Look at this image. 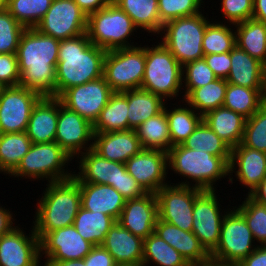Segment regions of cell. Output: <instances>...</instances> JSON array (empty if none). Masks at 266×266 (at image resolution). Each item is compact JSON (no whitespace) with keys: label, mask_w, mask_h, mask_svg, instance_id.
<instances>
[{"label":"cell","mask_w":266,"mask_h":266,"mask_svg":"<svg viewBox=\"0 0 266 266\" xmlns=\"http://www.w3.org/2000/svg\"><path fill=\"white\" fill-rule=\"evenodd\" d=\"M111 0H74L79 8L84 11L87 16L104 8Z\"/></svg>","instance_id":"obj_55"},{"label":"cell","mask_w":266,"mask_h":266,"mask_svg":"<svg viewBox=\"0 0 266 266\" xmlns=\"http://www.w3.org/2000/svg\"><path fill=\"white\" fill-rule=\"evenodd\" d=\"M81 207L91 212H102L120 218L126 199L112 186L107 184L79 183Z\"/></svg>","instance_id":"obj_25"},{"label":"cell","mask_w":266,"mask_h":266,"mask_svg":"<svg viewBox=\"0 0 266 266\" xmlns=\"http://www.w3.org/2000/svg\"><path fill=\"white\" fill-rule=\"evenodd\" d=\"M237 169V171H235ZM242 183L249 188L250 195L253 190L266 177V153L255 149L248 148L242 143L231 150L229 163V181L233 183L232 176L234 173Z\"/></svg>","instance_id":"obj_21"},{"label":"cell","mask_w":266,"mask_h":266,"mask_svg":"<svg viewBox=\"0 0 266 266\" xmlns=\"http://www.w3.org/2000/svg\"><path fill=\"white\" fill-rule=\"evenodd\" d=\"M93 247L71 225L48 232L40 240V257L45 254L46 261L84 259Z\"/></svg>","instance_id":"obj_19"},{"label":"cell","mask_w":266,"mask_h":266,"mask_svg":"<svg viewBox=\"0 0 266 266\" xmlns=\"http://www.w3.org/2000/svg\"><path fill=\"white\" fill-rule=\"evenodd\" d=\"M182 145L186 148L208 152L217 157H231L232 148L204 121L198 125Z\"/></svg>","instance_id":"obj_41"},{"label":"cell","mask_w":266,"mask_h":266,"mask_svg":"<svg viewBox=\"0 0 266 266\" xmlns=\"http://www.w3.org/2000/svg\"><path fill=\"white\" fill-rule=\"evenodd\" d=\"M127 172L137 181L146 193H156L166 183L168 172L167 152L142 149L126 163ZM167 171V172H166Z\"/></svg>","instance_id":"obj_17"},{"label":"cell","mask_w":266,"mask_h":266,"mask_svg":"<svg viewBox=\"0 0 266 266\" xmlns=\"http://www.w3.org/2000/svg\"><path fill=\"white\" fill-rule=\"evenodd\" d=\"M0 82L6 87L19 86L20 72L16 54H0Z\"/></svg>","instance_id":"obj_50"},{"label":"cell","mask_w":266,"mask_h":266,"mask_svg":"<svg viewBox=\"0 0 266 266\" xmlns=\"http://www.w3.org/2000/svg\"><path fill=\"white\" fill-rule=\"evenodd\" d=\"M43 266H86L83 259H73L66 261H45Z\"/></svg>","instance_id":"obj_59"},{"label":"cell","mask_w":266,"mask_h":266,"mask_svg":"<svg viewBox=\"0 0 266 266\" xmlns=\"http://www.w3.org/2000/svg\"><path fill=\"white\" fill-rule=\"evenodd\" d=\"M254 241L244 217L233 208L222 221L219 243L210 255L224 266H236L258 247Z\"/></svg>","instance_id":"obj_10"},{"label":"cell","mask_w":266,"mask_h":266,"mask_svg":"<svg viewBox=\"0 0 266 266\" xmlns=\"http://www.w3.org/2000/svg\"><path fill=\"white\" fill-rule=\"evenodd\" d=\"M87 14L74 0H53L46 15L35 27L40 33L62 41L86 33Z\"/></svg>","instance_id":"obj_12"},{"label":"cell","mask_w":266,"mask_h":266,"mask_svg":"<svg viewBox=\"0 0 266 266\" xmlns=\"http://www.w3.org/2000/svg\"><path fill=\"white\" fill-rule=\"evenodd\" d=\"M128 99V130H135L147 119L164 110L165 101L159 95L139 89L122 92Z\"/></svg>","instance_id":"obj_30"},{"label":"cell","mask_w":266,"mask_h":266,"mask_svg":"<svg viewBox=\"0 0 266 266\" xmlns=\"http://www.w3.org/2000/svg\"><path fill=\"white\" fill-rule=\"evenodd\" d=\"M187 266L186 259L154 232L144 239L142 266Z\"/></svg>","instance_id":"obj_40"},{"label":"cell","mask_w":266,"mask_h":266,"mask_svg":"<svg viewBox=\"0 0 266 266\" xmlns=\"http://www.w3.org/2000/svg\"><path fill=\"white\" fill-rule=\"evenodd\" d=\"M117 265L142 266L144 240L123 228L117 221L101 244Z\"/></svg>","instance_id":"obj_24"},{"label":"cell","mask_w":266,"mask_h":266,"mask_svg":"<svg viewBox=\"0 0 266 266\" xmlns=\"http://www.w3.org/2000/svg\"><path fill=\"white\" fill-rule=\"evenodd\" d=\"M207 17L202 12L191 16L180 17L163 24L160 41L183 66L188 62L202 59L203 35L207 24ZM166 32V33H165Z\"/></svg>","instance_id":"obj_7"},{"label":"cell","mask_w":266,"mask_h":266,"mask_svg":"<svg viewBox=\"0 0 266 266\" xmlns=\"http://www.w3.org/2000/svg\"><path fill=\"white\" fill-rule=\"evenodd\" d=\"M203 0H158L160 21L164 24L180 17L191 16L199 11Z\"/></svg>","instance_id":"obj_48"},{"label":"cell","mask_w":266,"mask_h":266,"mask_svg":"<svg viewBox=\"0 0 266 266\" xmlns=\"http://www.w3.org/2000/svg\"><path fill=\"white\" fill-rule=\"evenodd\" d=\"M60 41L26 28L17 49L20 72L19 86L34 90L42 96L55 97L56 66Z\"/></svg>","instance_id":"obj_1"},{"label":"cell","mask_w":266,"mask_h":266,"mask_svg":"<svg viewBox=\"0 0 266 266\" xmlns=\"http://www.w3.org/2000/svg\"><path fill=\"white\" fill-rule=\"evenodd\" d=\"M122 9L137 28L162 35L163 23L160 21L158 0H111Z\"/></svg>","instance_id":"obj_31"},{"label":"cell","mask_w":266,"mask_h":266,"mask_svg":"<svg viewBox=\"0 0 266 266\" xmlns=\"http://www.w3.org/2000/svg\"><path fill=\"white\" fill-rule=\"evenodd\" d=\"M113 93L105 78L101 77L65 90L58 99L93 125Z\"/></svg>","instance_id":"obj_14"},{"label":"cell","mask_w":266,"mask_h":266,"mask_svg":"<svg viewBox=\"0 0 266 266\" xmlns=\"http://www.w3.org/2000/svg\"><path fill=\"white\" fill-rule=\"evenodd\" d=\"M115 188L126 200L140 198L146 192L137 181L127 172L121 173L118 179V187Z\"/></svg>","instance_id":"obj_52"},{"label":"cell","mask_w":266,"mask_h":266,"mask_svg":"<svg viewBox=\"0 0 266 266\" xmlns=\"http://www.w3.org/2000/svg\"><path fill=\"white\" fill-rule=\"evenodd\" d=\"M79 162L78 174L74 173L73 178L78 183L107 184L118 187V179L121 173L126 171L123 163L110 161L102 158L92 149L83 152Z\"/></svg>","instance_id":"obj_23"},{"label":"cell","mask_w":266,"mask_h":266,"mask_svg":"<svg viewBox=\"0 0 266 266\" xmlns=\"http://www.w3.org/2000/svg\"><path fill=\"white\" fill-rule=\"evenodd\" d=\"M154 233L177 250L187 262L203 261L211 256L192 231L181 230L158 218Z\"/></svg>","instance_id":"obj_27"},{"label":"cell","mask_w":266,"mask_h":266,"mask_svg":"<svg viewBox=\"0 0 266 266\" xmlns=\"http://www.w3.org/2000/svg\"><path fill=\"white\" fill-rule=\"evenodd\" d=\"M86 266H117L112 255L102 246H94L83 259Z\"/></svg>","instance_id":"obj_53"},{"label":"cell","mask_w":266,"mask_h":266,"mask_svg":"<svg viewBox=\"0 0 266 266\" xmlns=\"http://www.w3.org/2000/svg\"><path fill=\"white\" fill-rule=\"evenodd\" d=\"M93 138V125L78 113L62 105L58 99V122L55 142L74 159L77 155L79 157L83 152L92 149Z\"/></svg>","instance_id":"obj_16"},{"label":"cell","mask_w":266,"mask_h":266,"mask_svg":"<svg viewBox=\"0 0 266 266\" xmlns=\"http://www.w3.org/2000/svg\"><path fill=\"white\" fill-rule=\"evenodd\" d=\"M128 99L122 92H114L93 124L94 133L128 130Z\"/></svg>","instance_id":"obj_33"},{"label":"cell","mask_w":266,"mask_h":266,"mask_svg":"<svg viewBox=\"0 0 266 266\" xmlns=\"http://www.w3.org/2000/svg\"><path fill=\"white\" fill-rule=\"evenodd\" d=\"M116 220L102 212H91L80 207L73 226L78 233L94 246L101 245Z\"/></svg>","instance_id":"obj_35"},{"label":"cell","mask_w":266,"mask_h":266,"mask_svg":"<svg viewBox=\"0 0 266 266\" xmlns=\"http://www.w3.org/2000/svg\"><path fill=\"white\" fill-rule=\"evenodd\" d=\"M231 68L226 81L247 87L264 88L263 63L252 58L237 45L230 51Z\"/></svg>","instance_id":"obj_28"},{"label":"cell","mask_w":266,"mask_h":266,"mask_svg":"<svg viewBox=\"0 0 266 266\" xmlns=\"http://www.w3.org/2000/svg\"><path fill=\"white\" fill-rule=\"evenodd\" d=\"M145 70V45L107 51L103 77L114 92L139 89Z\"/></svg>","instance_id":"obj_9"},{"label":"cell","mask_w":266,"mask_h":266,"mask_svg":"<svg viewBox=\"0 0 266 266\" xmlns=\"http://www.w3.org/2000/svg\"><path fill=\"white\" fill-rule=\"evenodd\" d=\"M53 0H7L8 12L25 28H35Z\"/></svg>","instance_id":"obj_42"},{"label":"cell","mask_w":266,"mask_h":266,"mask_svg":"<svg viewBox=\"0 0 266 266\" xmlns=\"http://www.w3.org/2000/svg\"><path fill=\"white\" fill-rule=\"evenodd\" d=\"M215 191L203 190L195 198L193 208L192 232L209 253L219 243L222 221L228 212L224 214L220 212L221 208Z\"/></svg>","instance_id":"obj_15"},{"label":"cell","mask_w":266,"mask_h":266,"mask_svg":"<svg viewBox=\"0 0 266 266\" xmlns=\"http://www.w3.org/2000/svg\"><path fill=\"white\" fill-rule=\"evenodd\" d=\"M187 266H224L213 257H209L203 261L188 262Z\"/></svg>","instance_id":"obj_60"},{"label":"cell","mask_w":266,"mask_h":266,"mask_svg":"<svg viewBox=\"0 0 266 266\" xmlns=\"http://www.w3.org/2000/svg\"><path fill=\"white\" fill-rule=\"evenodd\" d=\"M136 29L132 19L110 1L104 8L88 15L86 33L91 43L110 51L136 46L128 41Z\"/></svg>","instance_id":"obj_6"},{"label":"cell","mask_w":266,"mask_h":266,"mask_svg":"<svg viewBox=\"0 0 266 266\" xmlns=\"http://www.w3.org/2000/svg\"><path fill=\"white\" fill-rule=\"evenodd\" d=\"M251 199L259 204L266 206V177L260 182V184L248 195Z\"/></svg>","instance_id":"obj_58"},{"label":"cell","mask_w":266,"mask_h":266,"mask_svg":"<svg viewBox=\"0 0 266 266\" xmlns=\"http://www.w3.org/2000/svg\"><path fill=\"white\" fill-rule=\"evenodd\" d=\"M221 22L207 24L203 35L202 49L204 55L230 52L236 46V33Z\"/></svg>","instance_id":"obj_43"},{"label":"cell","mask_w":266,"mask_h":266,"mask_svg":"<svg viewBox=\"0 0 266 266\" xmlns=\"http://www.w3.org/2000/svg\"><path fill=\"white\" fill-rule=\"evenodd\" d=\"M227 84L226 79L217 78L205 86L193 89L183 100L204 116L209 111L223 106Z\"/></svg>","instance_id":"obj_37"},{"label":"cell","mask_w":266,"mask_h":266,"mask_svg":"<svg viewBox=\"0 0 266 266\" xmlns=\"http://www.w3.org/2000/svg\"><path fill=\"white\" fill-rule=\"evenodd\" d=\"M23 27L7 9L0 11V54H16Z\"/></svg>","instance_id":"obj_46"},{"label":"cell","mask_w":266,"mask_h":266,"mask_svg":"<svg viewBox=\"0 0 266 266\" xmlns=\"http://www.w3.org/2000/svg\"><path fill=\"white\" fill-rule=\"evenodd\" d=\"M182 65L160 42L155 47L145 45V70L141 89L162 97L165 101L179 96L182 86Z\"/></svg>","instance_id":"obj_5"},{"label":"cell","mask_w":266,"mask_h":266,"mask_svg":"<svg viewBox=\"0 0 266 266\" xmlns=\"http://www.w3.org/2000/svg\"><path fill=\"white\" fill-rule=\"evenodd\" d=\"M7 9V0H0V11Z\"/></svg>","instance_id":"obj_62"},{"label":"cell","mask_w":266,"mask_h":266,"mask_svg":"<svg viewBox=\"0 0 266 266\" xmlns=\"http://www.w3.org/2000/svg\"><path fill=\"white\" fill-rule=\"evenodd\" d=\"M253 19L266 24V0H253Z\"/></svg>","instance_id":"obj_57"},{"label":"cell","mask_w":266,"mask_h":266,"mask_svg":"<svg viewBox=\"0 0 266 266\" xmlns=\"http://www.w3.org/2000/svg\"><path fill=\"white\" fill-rule=\"evenodd\" d=\"M107 51L89 40L87 33L60 41L55 97L65 90L103 77Z\"/></svg>","instance_id":"obj_2"},{"label":"cell","mask_w":266,"mask_h":266,"mask_svg":"<svg viewBox=\"0 0 266 266\" xmlns=\"http://www.w3.org/2000/svg\"><path fill=\"white\" fill-rule=\"evenodd\" d=\"M12 216L13 213L11 211L0 206V237L15 227L13 226L15 220Z\"/></svg>","instance_id":"obj_56"},{"label":"cell","mask_w":266,"mask_h":266,"mask_svg":"<svg viewBox=\"0 0 266 266\" xmlns=\"http://www.w3.org/2000/svg\"><path fill=\"white\" fill-rule=\"evenodd\" d=\"M203 58L217 78L227 79L231 68L230 52L204 55Z\"/></svg>","instance_id":"obj_51"},{"label":"cell","mask_w":266,"mask_h":266,"mask_svg":"<svg viewBox=\"0 0 266 266\" xmlns=\"http://www.w3.org/2000/svg\"><path fill=\"white\" fill-rule=\"evenodd\" d=\"M236 45L263 64L266 61V24L253 18L235 25Z\"/></svg>","instance_id":"obj_32"},{"label":"cell","mask_w":266,"mask_h":266,"mask_svg":"<svg viewBox=\"0 0 266 266\" xmlns=\"http://www.w3.org/2000/svg\"><path fill=\"white\" fill-rule=\"evenodd\" d=\"M135 131L143 149L168 152L171 148V139L166 116V104L161 113L147 119Z\"/></svg>","instance_id":"obj_34"},{"label":"cell","mask_w":266,"mask_h":266,"mask_svg":"<svg viewBox=\"0 0 266 266\" xmlns=\"http://www.w3.org/2000/svg\"><path fill=\"white\" fill-rule=\"evenodd\" d=\"M203 190L191 186L189 181L168 184L155 194L158 202V218L179 227L181 230L192 231L193 208L195 198Z\"/></svg>","instance_id":"obj_11"},{"label":"cell","mask_w":266,"mask_h":266,"mask_svg":"<svg viewBox=\"0 0 266 266\" xmlns=\"http://www.w3.org/2000/svg\"><path fill=\"white\" fill-rule=\"evenodd\" d=\"M263 78H264V97L266 100V61L263 64Z\"/></svg>","instance_id":"obj_61"},{"label":"cell","mask_w":266,"mask_h":266,"mask_svg":"<svg viewBox=\"0 0 266 266\" xmlns=\"http://www.w3.org/2000/svg\"><path fill=\"white\" fill-rule=\"evenodd\" d=\"M72 161L58 143H32L27 154L22 158L17 168L9 175L28 179L48 180L50 182L63 181L74 176L64 169ZM67 170V171H65Z\"/></svg>","instance_id":"obj_8"},{"label":"cell","mask_w":266,"mask_h":266,"mask_svg":"<svg viewBox=\"0 0 266 266\" xmlns=\"http://www.w3.org/2000/svg\"><path fill=\"white\" fill-rule=\"evenodd\" d=\"M32 141L26 131L0 134V173L11 174L27 154Z\"/></svg>","instance_id":"obj_38"},{"label":"cell","mask_w":266,"mask_h":266,"mask_svg":"<svg viewBox=\"0 0 266 266\" xmlns=\"http://www.w3.org/2000/svg\"><path fill=\"white\" fill-rule=\"evenodd\" d=\"M242 144L266 153V102L246 119Z\"/></svg>","instance_id":"obj_45"},{"label":"cell","mask_w":266,"mask_h":266,"mask_svg":"<svg viewBox=\"0 0 266 266\" xmlns=\"http://www.w3.org/2000/svg\"><path fill=\"white\" fill-rule=\"evenodd\" d=\"M92 150L102 158L125 164L143 148L133 129L94 133Z\"/></svg>","instance_id":"obj_22"},{"label":"cell","mask_w":266,"mask_h":266,"mask_svg":"<svg viewBox=\"0 0 266 266\" xmlns=\"http://www.w3.org/2000/svg\"><path fill=\"white\" fill-rule=\"evenodd\" d=\"M236 266H266V245H258L253 252Z\"/></svg>","instance_id":"obj_54"},{"label":"cell","mask_w":266,"mask_h":266,"mask_svg":"<svg viewBox=\"0 0 266 266\" xmlns=\"http://www.w3.org/2000/svg\"><path fill=\"white\" fill-rule=\"evenodd\" d=\"M37 203L33 228L41 240L48 232L73 225L81 207L79 183L72 177L50 182Z\"/></svg>","instance_id":"obj_3"},{"label":"cell","mask_w":266,"mask_h":266,"mask_svg":"<svg viewBox=\"0 0 266 266\" xmlns=\"http://www.w3.org/2000/svg\"><path fill=\"white\" fill-rule=\"evenodd\" d=\"M190 107V108H189ZM168 110L166 107V116L169 124L171 147L182 144L203 121V116L191 106Z\"/></svg>","instance_id":"obj_39"},{"label":"cell","mask_w":266,"mask_h":266,"mask_svg":"<svg viewBox=\"0 0 266 266\" xmlns=\"http://www.w3.org/2000/svg\"><path fill=\"white\" fill-rule=\"evenodd\" d=\"M167 156L168 169L196 182L192 186L202 190H215L213 184L229 176L231 157L213 156L208 152L186 148L182 144L172 146Z\"/></svg>","instance_id":"obj_4"},{"label":"cell","mask_w":266,"mask_h":266,"mask_svg":"<svg viewBox=\"0 0 266 266\" xmlns=\"http://www.w3.org/2000/svg\"><path fill=\"white\" fill-rule=\"evenodd\" d=\"M222 14L234 26L253 18V0H220Z\"/></svg>","instance_id":"obj_49"},{"label":"cell","mask_w":266,"mask_h":266,"mask_svg":"<svg viewBox=\"0 0 266 266\" xmlns=\"http://www.w3.org/2000/svg\"><path fill=\"white\" fill-rule=\"evenodd\" d=\"M246 119L224 106L211 110L203 116V121L231 148L242 143Z\"/></svg>","instance_id":"obj_29"},{"label":"cell","mask_w":266,"mask_h":266,"mask_svg":"<svg viewBox=\"0 0 266 266\" xmlns=\"http://www.w3.org/2000/svg\"><path fill=\"white\" fill-rule=\"evenodd\" d=\"M5 88L6 86L0 82V96L2 95V92Z\"/></svg>","instance_id":"obj_63"},{"label":"cell","mask_w":266,"mask_h":266,"mask_svg":"<svg viewBox=\"0 0 266 266\" xmlns=\"http://www.w3.org/2000/svg\"><path fill=\"white\" fill-rule=\"evenodd\" d=\"M265 102L264 88H247L228 83L223 106L250 118Z\"/></svg>","instance_id":"obj_36"},{"label":"cell","mask_w":266,"mask_h":266,"mask_svg":"<svg viewBox=\"0 0 266 266\" xmlns=\"http://www.w3.org/2000/svg\"><path fill=\"white\" fill-rule=\"evenodd\" d=\"M31 229L27 236L15 226L0 237V266H41L40 239Z\"/></svg>","instance_id":"obj_18"},{"label":"cell","mask_w":266,"mask_h":266,"mask_svg":"<svg viewBox=\"0 0 266 266\" xmlns=\"http://www.w3.org/2000/svg\"><path fill=\"white\" fill-rule=\"evenodd\" d=\"M42 97L22 86L6 87L0 96V134L25 132L33 107Z\"/></svg>","instance_id":"obj_13"},{"label":"cell","mask_w":266,"mask_h":266,"mask_svg":"<svg viewBox=\"0 0 266 266\" xmlns=\"http://www.w3.org/2000/svg\"><path fill=\"white\" fill-rule=\"evenodd\" d=\"M58 122V98L43 96L33 107L26 133L32 143L55 141Z\"/></svg>","instance_id":"obj_26"},{"label":"cell","mask_w":266,"mask_h":266,"mask_svg":"<svg viewBox=\"0 0 266 266\" xmlns=\"http://www.w3.org/2000/svg\"><path fill=\"white\" fill-rule=\"evenodd\" d=\"M234 208L244 217L254 240L260 246L266 245V206L247 196L241 205Z\"/></svg>","instance_id":"obj_44"},{"label":"cell","mask_w":266,"mask_h":266,"mask_svg":"<svg viewBox=\"0 0 266 266\" xmlns=\"http://www.w3.org/2000/svg\"><path fill=\"white\" fill-rule=\"evenodd\" d=\"M216 79L217 77L204 58L186 63L182 66V82H184V90H186L182 97L185 98L193 89L205 86Z\"/></svg>","instance_id":"obj_47"},{"label":"cell","mask_w":266,"mask_h":266,"mask_svg":"<svg viewBox=\"0 0 266 266\" xmlns=\"http://www.w3.org/2000/svg\"><path fill=\"white\" fill-rule=\"evenodd\" d=\"M158 219V202L155 193L126 200L118 223L135 236L146 239L154 232Z\"/></svg>","instance_id":"obj_20"}]
</instances>
